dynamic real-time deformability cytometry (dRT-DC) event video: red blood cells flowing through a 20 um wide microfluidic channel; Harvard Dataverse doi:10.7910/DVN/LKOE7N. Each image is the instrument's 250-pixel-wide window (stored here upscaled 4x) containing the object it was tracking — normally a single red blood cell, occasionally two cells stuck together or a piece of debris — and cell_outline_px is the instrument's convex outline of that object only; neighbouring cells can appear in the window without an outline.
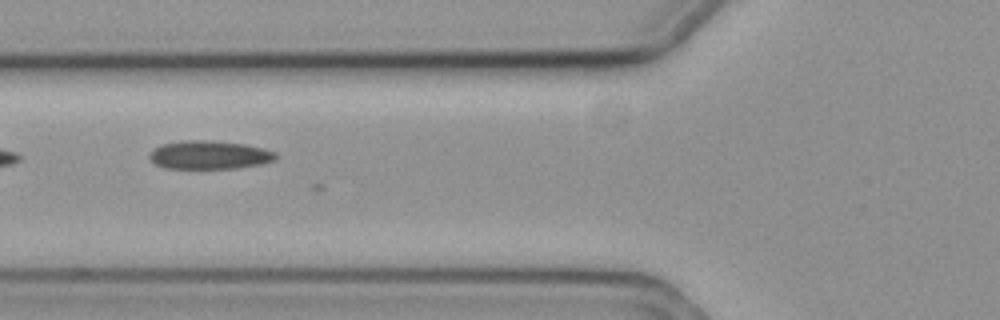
{"species": "common noctule bat (a hibernating species)", "species_latin": "Nyctalus noctula", "temperature_condition": "cold", "stored_images_in_passage": 6, "camera_frame_rate_fps": 3000, "um_per_image_px": 0.085, "animal": {"sex": "female", "body_mass_g": 19.3, "forearm_length_mm": 54.1}, "frame": {"image": 1, "passage_image": 4, "time_ms": 1.0, "image_size_px": [1000, 320], "cell_outline_px": [[276, 160], [260, 164], [236, 168], [164, 168], [156, 164], [148, 156], [160, 144], [184, 140], [208, 140], [244, 144], [264, 148], [276, 152]], "centroid_in_image_um": [17.81, 13.16], "position_along_channel_um": 108.0, "area_um2": 20.81}}